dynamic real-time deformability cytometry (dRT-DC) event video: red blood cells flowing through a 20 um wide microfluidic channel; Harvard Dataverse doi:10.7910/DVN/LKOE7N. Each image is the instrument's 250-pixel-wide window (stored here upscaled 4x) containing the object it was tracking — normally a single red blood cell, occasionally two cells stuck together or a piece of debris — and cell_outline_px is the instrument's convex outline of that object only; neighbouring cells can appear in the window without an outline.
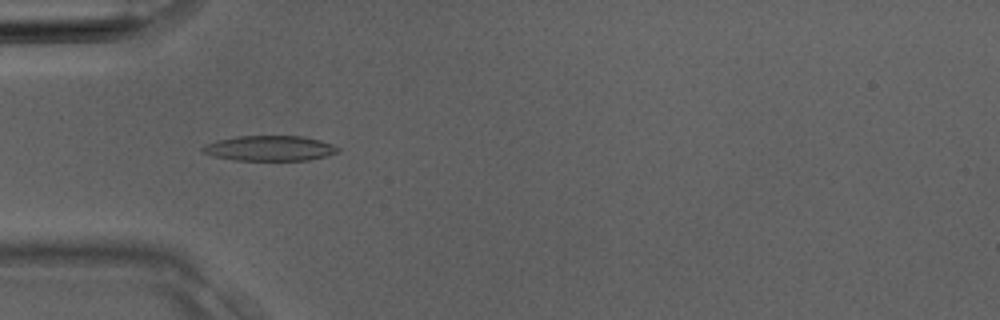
{"species": "Egyptian fruit bat (a non-hibernating species)", "species_latin": "Rousettus aegyptiacus", "temperature_condition": "room temperature", "stored_images_in_passage": 4, "camera_frame_rate_fps": 3000, "um_per_image_px": 0.085, "animal": {"sex": "male"}, "frame": {"image": 1, "passage_image": 3, "time_ms": 0.667, "image_size_px": [1000, 320], "cell_outline_px": [[340, 152], [328, 156], [308, 160], [236, 160], [212, 156], [200, 152], [200, 148], [204, 144], [216, 140], [240, 136], [304, 136], [320, 140], [332, 144], [340, 148]], "centroid_in_image_um": [22.91, 12.6], "position_along_channel_um": 62.1, "area_um2": 20.11}}